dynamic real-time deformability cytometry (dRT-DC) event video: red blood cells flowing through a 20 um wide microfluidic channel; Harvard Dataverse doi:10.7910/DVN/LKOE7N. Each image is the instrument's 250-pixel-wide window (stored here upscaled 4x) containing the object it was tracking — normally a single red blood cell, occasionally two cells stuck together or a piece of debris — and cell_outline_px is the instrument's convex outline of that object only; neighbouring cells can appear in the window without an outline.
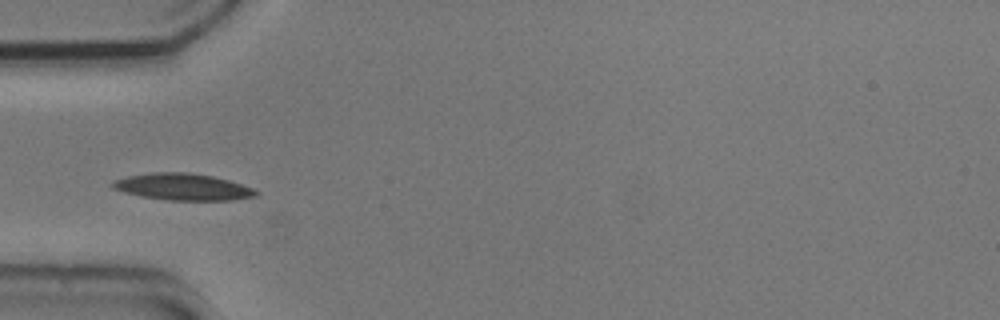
{"species": "common noctule bat (a hibernating species)", "species_latin": "Nyctalus noctula", "temperature_condition": "cold", "stored_images_in_passage": 38, "camera_frame_rate_fps": 3000, "um_per_image_px": 0.085, "animal": {"sex": "male", "body_mass_g": 20.5, "forearm_length_mm": 52.5}, "frame": {"image": 1, "passage_image": 1, "time_ms": 0.0, "image_size_px": [1000, 320], "cell_outline_px": [[260, 192], [256, 196], [232, 200], [168, 200], [140, 196], [124, 192], [112, 188], [108, 184], [112, 180], [128, 176], [152, 172], [188, 172], [212, 176], [228, 180], [252, 188]], "centroid_in_image_um": [15.49, 15.88], "position_along_channel_um": 69.5, "area_um2": 22.37}}
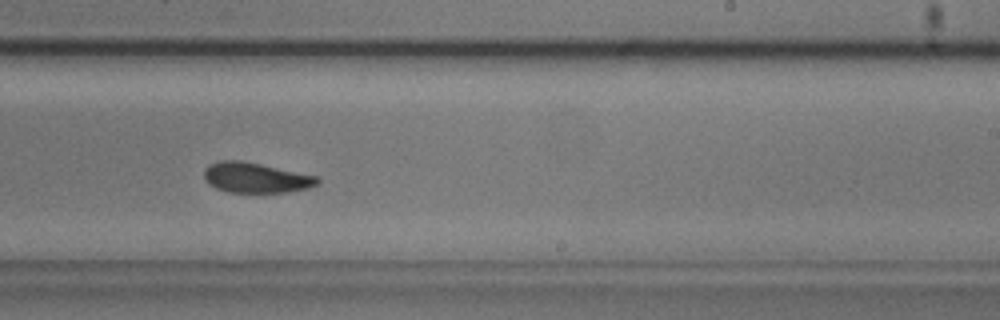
{"frame": {"image": 2, "passage_image": 17, "time_ms": 5.333, "image_size_px": [1000, 320], "cell_outline_px": [[320, 184], [308, 188], [288, 192], [228, 192], [216, 188], [208, 184], [204, 180], [204, 168], [220, 160], [240, 160], [320, 176]], "centroid_in_image_um": [21.77, 15.11], "position_along_channel_um": 267.2, "area_um2": 20.11}}
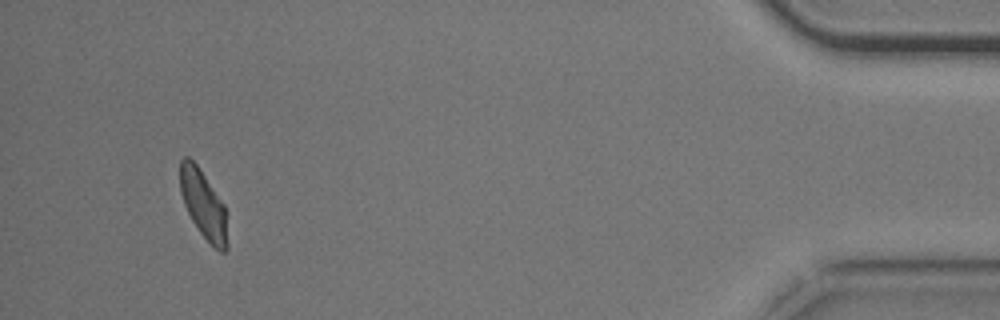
{"frame": {"image": 3, "passage_image": 35, "time_ms": 11.333, "image_size_px": [1000, 320], "cell_outline_px": [[228, 248], [224, 252], [220, 252], [200, 232], [192, 220], [184, 204], [180, 192], [180, 160], [184, 156], [188, 156], [196, 164], [224, 204], [228, 244]], "centroid_in_image_um": [17.28, 17.37], "position_along_channel_um": 417.9, "area_um2": 18.5}, "authors_computed_cell_mechanics": {"area_um2": 20.3167, "velocity_mm_per_s": 3.6998, "shape_relaxation_time_tau1_ms": 2.6347, "shape_relaxation_time_tau2_ms": 3.0997, "deformation_change_tau1": 0.1252, "deformation_change_tau2": 0.091}}